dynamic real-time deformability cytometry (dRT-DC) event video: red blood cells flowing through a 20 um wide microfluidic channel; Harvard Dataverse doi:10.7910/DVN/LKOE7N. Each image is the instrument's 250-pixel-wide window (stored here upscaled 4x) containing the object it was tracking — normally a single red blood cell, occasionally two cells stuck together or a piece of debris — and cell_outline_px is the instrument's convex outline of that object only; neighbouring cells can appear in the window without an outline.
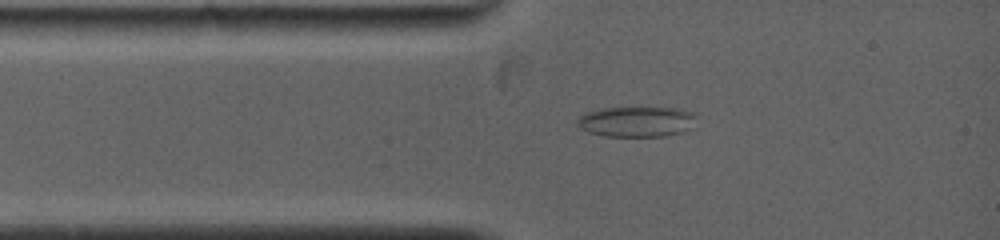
{"species": "common noctule bat (a hibernating species)", "species_latin": "Nyctalus noctula", "temperature_condition": "warm", "stored_images_in_passage": 15, "camera_frame_rate_fps": 5000, "um_per_image_px": 0.085, "animal": {"sex": "female", "body_mass_g": 19.0, "forearm_length_mm": 53.3}, "frame": {"image": 1, "passage_image": 2, "time_ms": 1.0, "image_size_px": [1000, 240], "cell_outline_px": [[696, 116], [692, 128], [680, 132], [664, 136], [604, 136], [588, 132], [580, 128], [576, 124], [576, 120], [584, 112], [600, 108], [640, 104], [680, 108], [696, 112]], "centroid_in_image_um": [54.12, 10.26], "position_along_channel_um": 30.9, "area_um2": 22.48}}
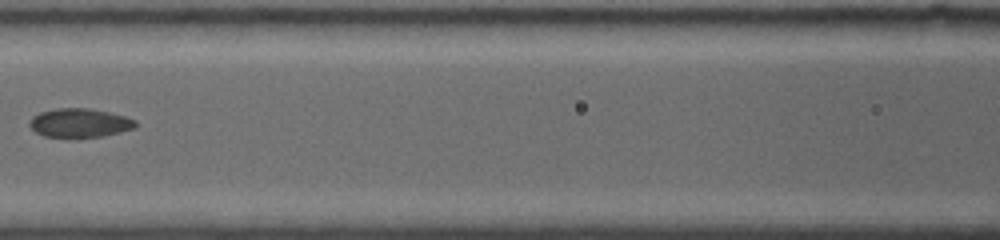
{"frame": {"image": 2, "passage_image": 9, "time_ms": 4.4, "image_size_px": [1000, 240], "cell_outline_px": [[136, 128], [104, 136], [72, 140], [44, 136], [36, 132], [28, 124], [32, 116], [40, 112], [56, 108], [88, 108], [108, 112], [124, 116], [136, 120]], "centroid_in_image_um": [6.75, 10.49], "position_along_channel_um": 159.9, "area_um2": 18.44}}
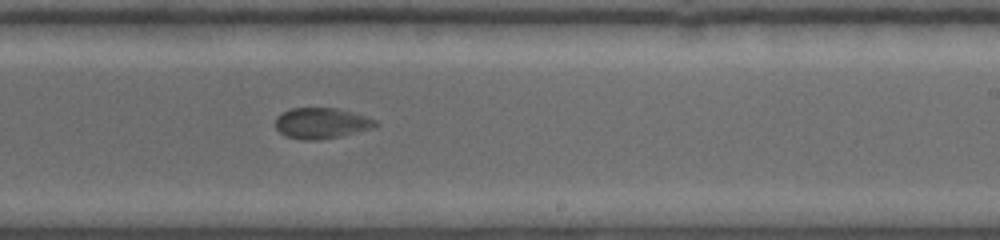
{"frame": {"image": 3, "passage_image": 15, "time_ms": 7.0, "image_size_px": [1000, 240], "cell_outline_px": [[380, 124], [376, 128], [340, 136], [316, 140], [304, 140], [284, 136], [276, 128], [276, 116], [292, 108], [336, 108], [352, 112], [376, 120]], "centroid_in_image_um": [27.35, 10.48], "position_along_channel_um": 261.7, "area_um2": 17.98}}